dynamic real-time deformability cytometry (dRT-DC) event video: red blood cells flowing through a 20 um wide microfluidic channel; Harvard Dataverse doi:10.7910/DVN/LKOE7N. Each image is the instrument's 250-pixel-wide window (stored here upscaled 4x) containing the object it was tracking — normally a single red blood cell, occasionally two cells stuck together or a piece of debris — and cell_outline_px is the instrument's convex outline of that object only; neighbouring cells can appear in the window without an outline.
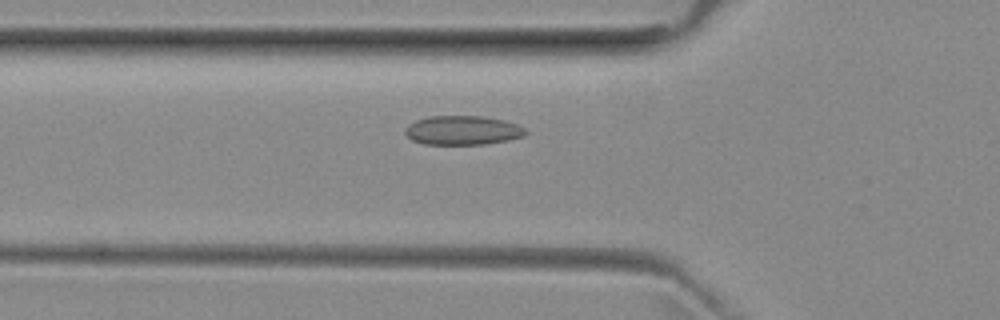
{"species": "common noctule bat (a hibernating species)", "species_latin": "Nyctalus noctula", "temperature_condition": "room temperature", "stored_images_in_passage": 52, "camera_frame_rate_fps": 3000, "um_per_image_px": 0.085, "animal": {"sex": "female", "body_mass_g": 29.2, "forearm_length_mm": 56.3}, "frame": {"image": 1, "passage_image": 18, "time_ms": 5.667, "image_size_px": [1000, 320], "cell_outline_px": [[528, 132], [524, 136], [508, 140], [484, 144], [424, 144], [412, 140], [404, 132], [404, 128], [408, 124], [416, 120], [428, 116], [480, 116], [504, 120], [516, 124], [524, 128]], "centroid_in_image_um": [39.3, 11.07], "position_along_channel_um": 86.5, "area_um2": 20.46}}
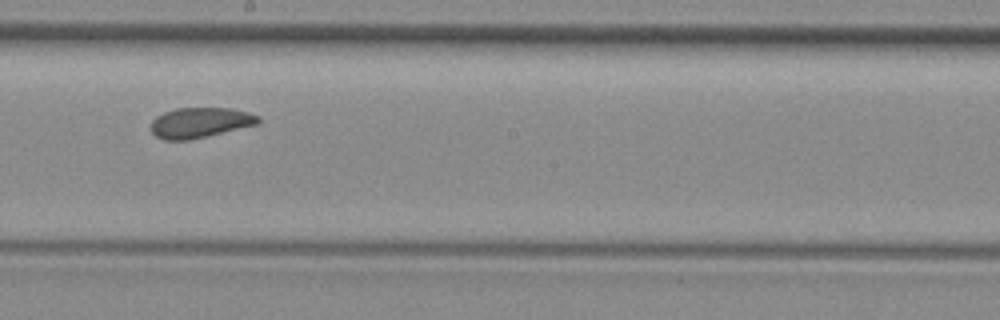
{"frame": {"image": 2, "passage_image": 29, "time_ms": 9.333, "image_size_px": [1000, 320], "cell_outline_px": [[260, 124], [188, 140], [164, 140], [156, 136], [152, 132], [152, 120], [156, 116], [164, 112], [176, 108], [228, 108], [248, 112], [260, 116]], "centroid_in_image_um": [17.02, 10.42], "position_along_channel_um": 231.2, "area_um2": 18.9}}
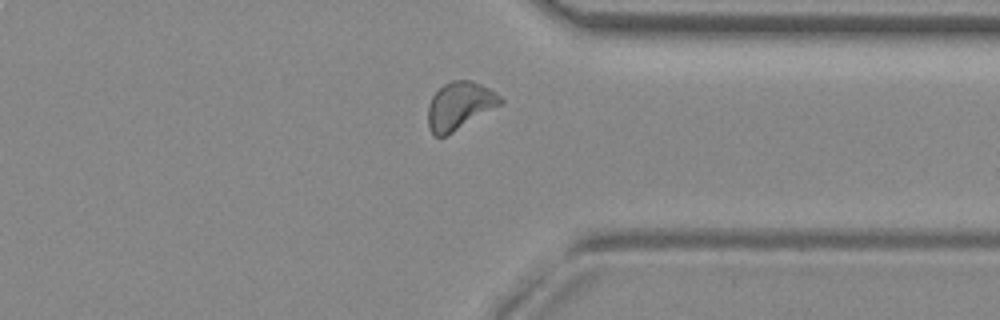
{"frame": {"image": 3, "passage_image": 40, "time_ms": 13.0, "image_size_px": [1000, 320], "cell_outline_px": [[504, 100], [500, 104], [452, 132], [444, 136], [436, 136], [428, 128], [428, 104], [432, 96], [444, 84], [452, 80], [472, 80], [496, 92]], "centroid_in_image_um": [39.04, 8.96], "position_along_channel_um": 372.4, "area_um2": 19.65}, "authors_computed_cell_mechanics": {"area_um2": 19.652, "velocity_mm_per_s": 3.9416, "shape_relaxation_time_tau1_ms": 10.4212, "shape_relaxation_time_tau2_ms": 2.9413, "deformation_change_tau1": 0.1315, "deformation_change_tau2": 0.0725}}